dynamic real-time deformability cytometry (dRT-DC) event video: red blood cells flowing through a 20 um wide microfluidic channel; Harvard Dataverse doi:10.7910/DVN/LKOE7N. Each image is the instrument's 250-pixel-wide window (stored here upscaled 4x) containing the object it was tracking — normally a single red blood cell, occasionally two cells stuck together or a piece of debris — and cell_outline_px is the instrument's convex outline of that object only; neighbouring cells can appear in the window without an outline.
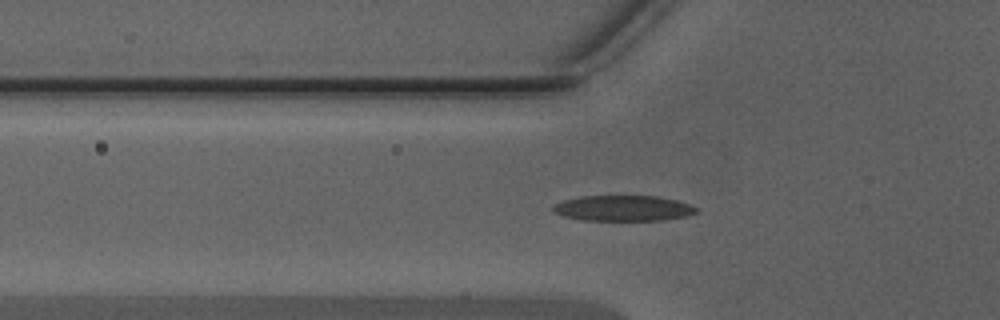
{"species": "Egyptian fruit bat (a non-hibernating species)", "species_latin": "Rousettus aegyptiacus", "temperature_condition": "warm", "stored_images_in_passage": 49, "segment_of_instrument_passage": [1, 2], "camera_frame_rate_fps": 3000, "um_per_image_px": 0.085, "animal": {"sex": "male"}, "frame": {"image": 1, "passage_image": 17, "time_ms": 5.333, "image_size_px": [1000, 320], "cell_outline_px": [[700, 212], [688, 216], [664, 220], [580, 220], [560, 216], [552, 212], [552, 208], [556, 204], [564, 200], [580, 196], [656, 196], [676, 200], [688, 204], [696, 208]], "centroid_in_image_um": [52.95, 17.71], "position_along_channel_um": 72.8, "area_um2": 21.5}}
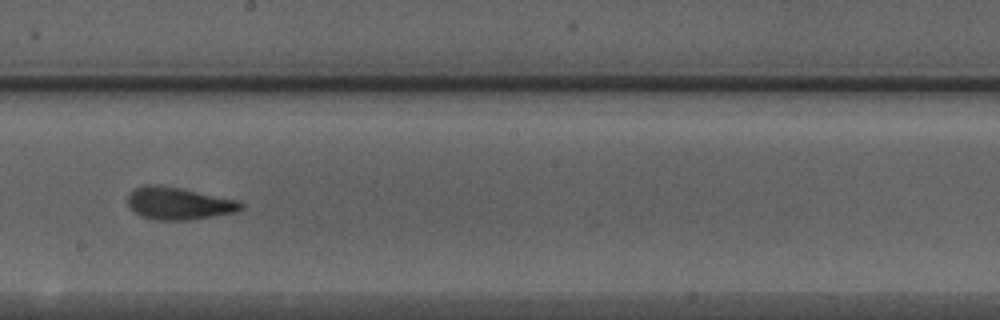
{"frame": {"image": 2, "passage_image": 28, "time_ms": 9.0, "image_size_px": [1000, 320], "cell_outline_px": [[244, 208], [236, 212], [184, 220], [156, 220], [140, 216], [128, 204], [128, 196], [136, 188], [152, 184], [156, 184], [180, 188], [240, 200], [244, 204]], "centroid_in_image_um": [15.23, 17.29], "position_along_channel_um": 233.0, "area_um2": 21.1}}
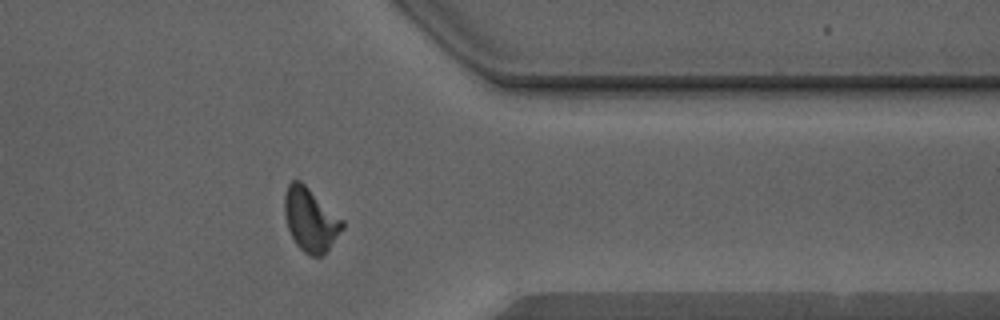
{"frame": {"image": 3, "passage_image": 39, "time_ms": 12.667, "image_size_px": [1000, 320], "cell_outline_px": [[344, 228], [328, 248], [320, 256], [312, 256], [304, 252], [296, 244], [288, 228], [284, 216], [284, 192], [288, 184], [292, 180], [300, 180], [344, 220]], "centroid_in_image_um": [26.37, 18.64], "position_along_channel_um": 385.0, "area_um2": 21.27}}